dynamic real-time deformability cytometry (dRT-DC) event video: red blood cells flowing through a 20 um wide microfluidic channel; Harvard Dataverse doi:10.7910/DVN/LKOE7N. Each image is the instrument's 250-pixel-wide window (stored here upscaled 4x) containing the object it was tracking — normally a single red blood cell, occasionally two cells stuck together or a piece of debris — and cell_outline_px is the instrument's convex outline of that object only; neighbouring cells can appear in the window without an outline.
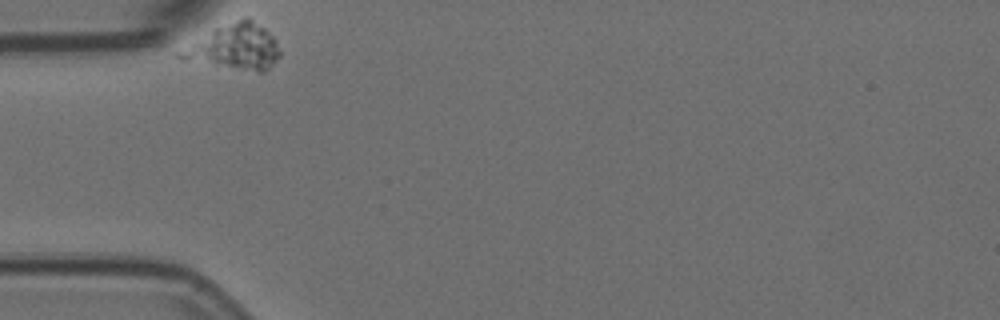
{"species": "Egyptian fruit bat (a non-hibernating species)", "species_latin": "Rousettus aegyptiacus", "temperature_condition": "room temperature", "stored_images_in_passage": 35, "camera_frame_rate_fps": 3000, "um_per_image_px": 0.085, "animal": {"sex": "female"}, "frame": {"image": 1, "passage_image": 1, "time_ms": 0.0, "image_size_px": [1000, 320], "cell_outline_px": [[280, 56], [264, 72], [256, 72], [180, 60], [176, 56], [176, 52], [216, 28], [244, 16], [248, 16], [264, 28], [276, 40], [280, 52]], "centroid_in_image_um": [19.93, 4.0], "position_along_channel_um": 65.1, "area_um2": 26.18}}
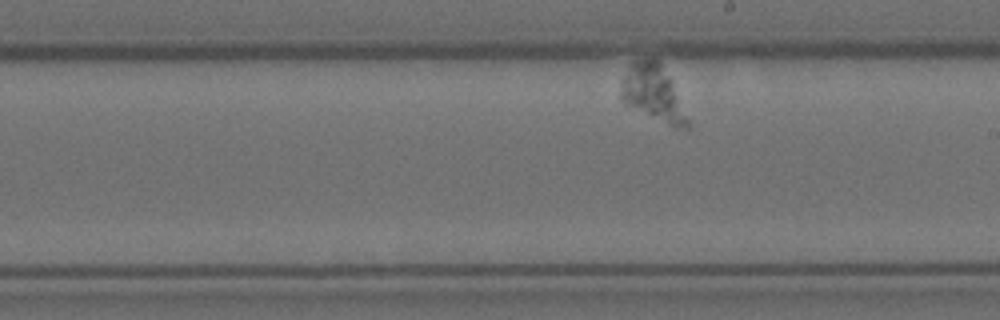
{"frame": {"image": 2, "passage_image": 20, "time_ms": 6.333, "image_size_px": [1000, 320], "cell_outline_px": [[688, 128], [672, 128], [624, 104], [620, 100], [620, 80], [628, 64], [632, 60], [660, 60], [672, 80], [688, 120]], "centroid_in_image_um": [55.46, 7.9], "position_along_channel_um": 233.5, "area_um2": 22.25}}
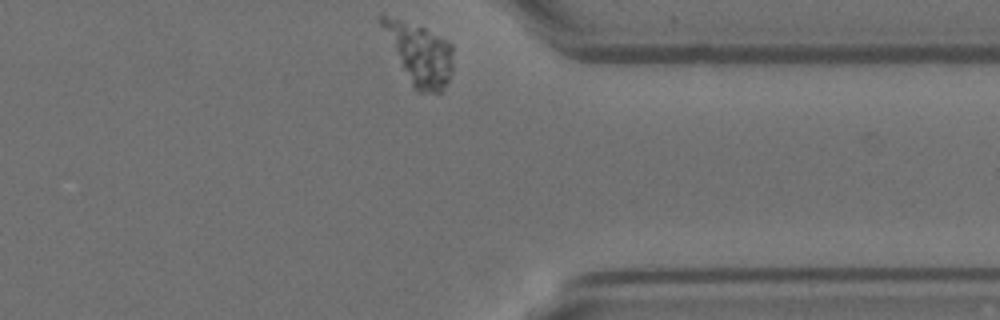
{"frame": {"image": 3, "passage_image": 35, "time_ms": 11.333, "image_size_px": [1000, 320], "cell_outline_px": [[452, 72], [444, 88], [440, 92], [416, 92], [412, 88], [380, 24], [380, 12], [424, 28], [448, 40], [452, 44]], "centroid_in_image_um": [35.66, 4.58], "position_along_channel_um": 375.7, "area_um2": 25.26}}